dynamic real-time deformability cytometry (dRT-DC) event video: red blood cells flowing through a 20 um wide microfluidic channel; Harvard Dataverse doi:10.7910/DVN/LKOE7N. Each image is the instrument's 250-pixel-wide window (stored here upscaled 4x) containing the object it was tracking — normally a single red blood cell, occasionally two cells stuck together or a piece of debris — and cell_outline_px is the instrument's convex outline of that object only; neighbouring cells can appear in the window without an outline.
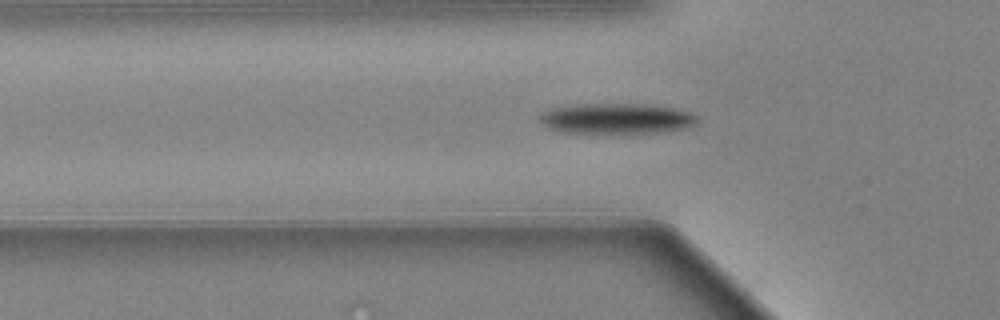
{"species": "Egyptian fruit bat (a non-hibernating species)", "species_latin": "Rousettus aegyptiacus", "temperature_condition": "warm", "stored_images_in_passage": 44, "camera_frame_rate_fps": 3000, "um_per_image_px": 0.085, "animal": {"sex": "female"}, "frame": {"image": 1, "passage_image": 11, "time_ms": 3.333, "image_size_px": [1000, 320], "cell_outline_px": [[700, 116], [696, 124], [684, 128], [660, 132], [564, 132], [548, 128], [540, 120], [540, 112], [552, 108], [580, 104], [644, 104], [672, 108], [692, 112]], "centroid_in_image_um": [52.44, 10.06], "position_along_channel_um": 73.4, "area_um2": 27.69}}
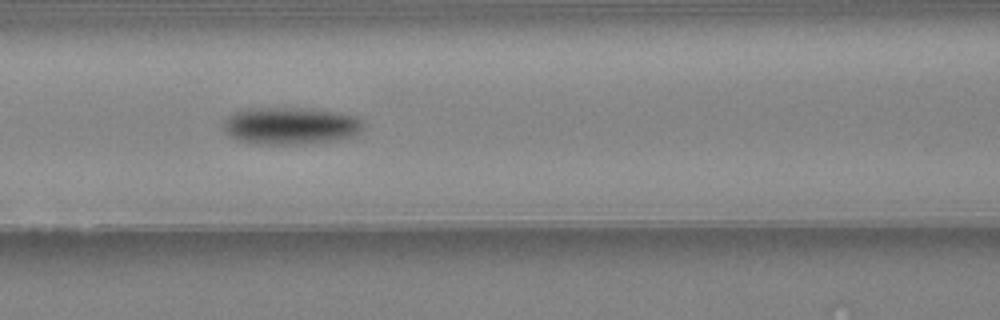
{"frame": {"image": 2, "passage_image": 17, "time_ms": 5.333, "image_size_px": [1000, 320], "cell_outline_px": [[364, 124], [360, 132], [352, 136], [336, 140], [300, 144], [256, 144], [236, 140], [228, 136], [224, 128], [224, 120], [228, 116], [236, 112], [248, 108], [312, 108], [340, 112], [356, 116]], "centroid_in_image_um": [24.69, 10.69], "position_along_channel_um": 141.9, "area_um2": 30.58}}
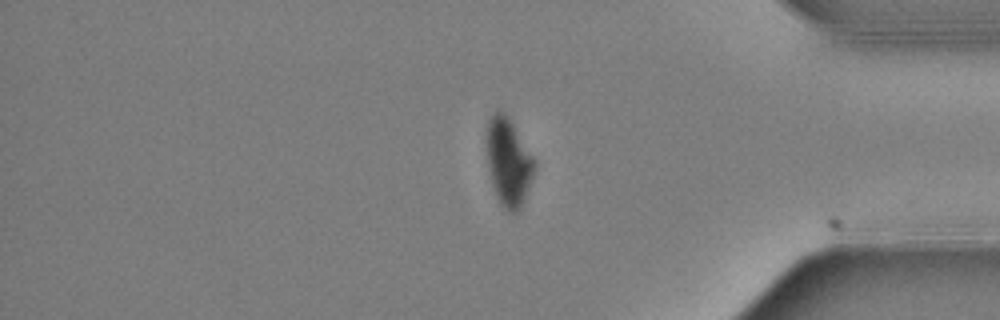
{"frame": {"image": 3, "passage_image": 41, "time_ms": 13.333, "image_size_px": [1000, 320], "cell_outline_px": [[536, 164], [524, 200], [520, 208], [516, 212], [508, 212], [500, 204], [496, 196], [492, 184], [488, 164], [484, 136], [488, 120], [492, 112], [496, 108], [500, 108], [508, 116], [536, 160]], "centroid_in_image_um": [43.18, 13.69], "position_along_channel_um": 392.0, "area_um2": 24.91}, "authors_computed_cell_mechanics": {"area_um2": 28.0908, "velocity_mm_per_s": 3.4081, "shape_relaxation_time_tau1_ms": 2.603, "shape_relaxation_time_tau2_ms": null, "deformation_change_tau1": 0.1631, "deformation_change_tau2": null}}